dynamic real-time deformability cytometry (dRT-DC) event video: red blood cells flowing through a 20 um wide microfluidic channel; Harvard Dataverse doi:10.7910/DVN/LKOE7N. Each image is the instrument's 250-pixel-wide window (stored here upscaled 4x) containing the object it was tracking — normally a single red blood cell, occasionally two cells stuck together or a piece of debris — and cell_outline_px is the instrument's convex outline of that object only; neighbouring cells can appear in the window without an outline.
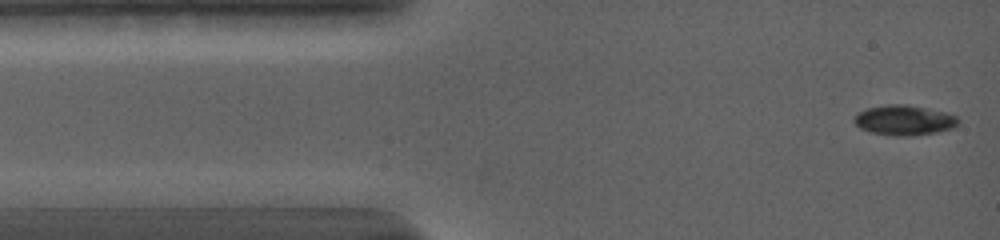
{"species": "common noctule bat (a hibernating species)", "species_latin": "Nyctalus noctula", "temperature_condition": "warm", "stored_images_in_passage": 43, "camera_frame_rate_fps": 5000, "um_per_image_px": 0.085, "animal": {"sex": "female", "body_mass_g": 19.0, "forearm_length_mm": 56.7}, "frame": {"image": 1, "passage_image": 1, "time_ms": 0.0, "image_size_px": [1000, 240], "cell_outline_px": [[960, 124], [952, 128], [936, 132], [872, 132], [860, 128], [852, 120], [860, 112], [868, 108], [888, 104], [904, 104], [928, 108], [944, 112], [956, 116], [960, 120]], "centroid_in_image_um": [76.89, 10.14], "position_along_channel_um": 8.1, "area_um2": 16.99}}
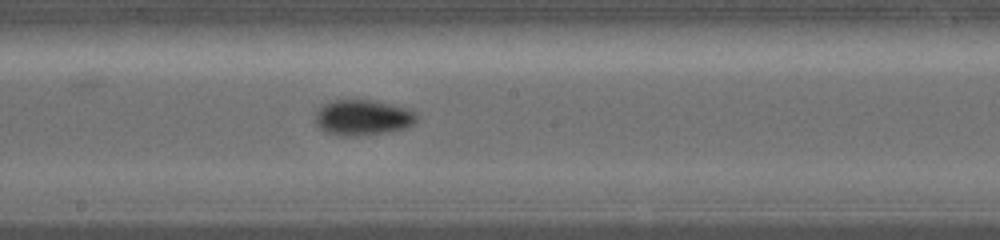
{"frame": {"image": 2, "passage_image": 19, "time_ms": 7.4, "image_size_px": [1000, 240], "cell_outline_px": [[416, 120], [412, 124], [404, 128], [380, 132], [348, 136], [336, 136], [324, 132], [316, 124], [316, 112], [324, 104], [332, 100], [372, 100], [404, 108], [412, 112], [416, 116]], "centroid_in_image_um": [30.74, 9.99], "position_along_channel_um": 217.5, "area_um2": 20.4}}
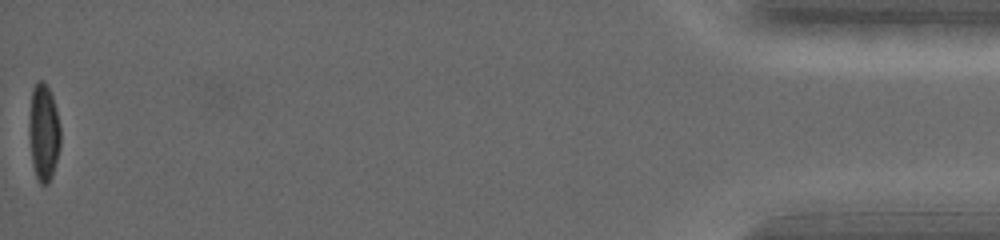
{"frame": {"image": 3, "passage_image": 43, "time_ms": 17.0, "image_size_px": [1000, 240], "cell_outline_px": [[60, 148], [52, 176], [48, 184], [40, 184], [36, 180], [32, 164], [28, 132], [28, 124], [32, 88], [36, 80], [44, 80], [52, 96], [56, 108], [60, 128]], "centroid_in_image_um": [3.69, 11.26], "position_along_channel_um": 431.5, "area_um2": 18.15}, "authors_computed_cell_mechanics": {"area_um2": 18.6694, "velocity_mm_per_s": 3.7396, "shape_relaxation_time_tau1_ms": 3.5562, "shape_relaxation_time_tau2_ms": null, "deformation_change_tau1": 0.1416, "deformation_change_tau2": null}}